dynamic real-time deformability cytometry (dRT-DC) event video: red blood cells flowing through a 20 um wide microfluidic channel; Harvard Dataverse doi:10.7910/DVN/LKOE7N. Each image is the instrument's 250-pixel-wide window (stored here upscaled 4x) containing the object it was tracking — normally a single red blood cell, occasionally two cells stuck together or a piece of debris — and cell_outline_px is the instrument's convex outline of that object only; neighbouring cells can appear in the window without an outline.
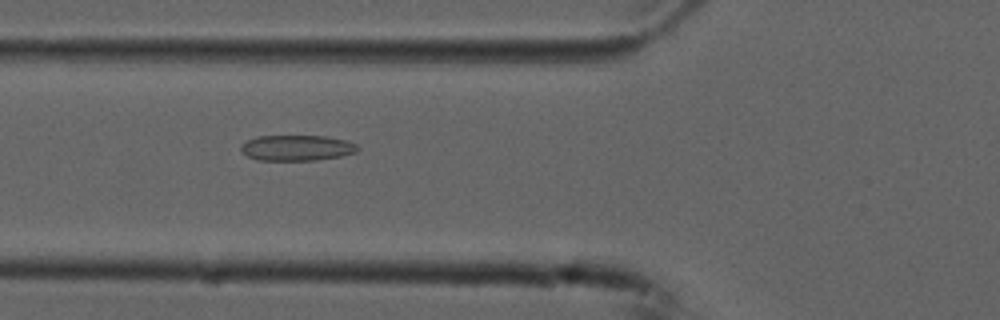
{"species": "common noctule bat (a hibernating species)", "species_latin": "Nyctalus noctula", "temperature_condition": "cold", "stored_images_in_passage": 9, "camera_frame_rate_fps": 3000, "um_per_image_px": 0.085, "animal": {"sex": "male", "forearm_length_mm": 52.5}, "frame": {"image": 1, "passage_image": 6, "time_ms": 1.667, "image_size_px": [1000, 320], "cell_outline_px": [[360, 148], [356, 152], [340, 156], [316, 160], [256, 160], [240, 152], [240, 144], [256, 136], [324, 136], [348, 140], [356, 144]], "centroid_in_image_um": [25.21, 12.57], "position_along_channel_um": 100.6, "area_um2": 17.57}}
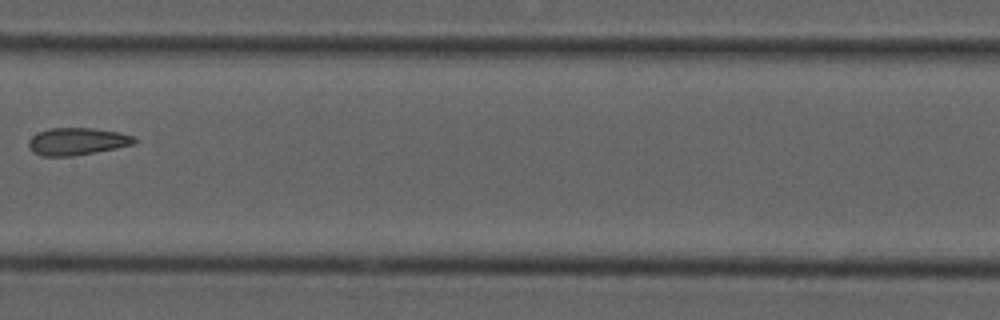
{"frame": {"image": 2, "passage_image": 8, "time_ms": 2.333, "image_size_px": [1000, 320], "cell_outline_px": [[136, 140], [132, 144], [116, 148], [72, 156], [44, 156], [32, 152], [28, 144], [28, 140], [32, 136], [40, 132], [52, 128], [92, 128], [120, 132], [136, 136]], "centroid_in_image_um": [6.56, 12.02], "position_along_channel_um": 200.8, "area_um2": 16.7}}
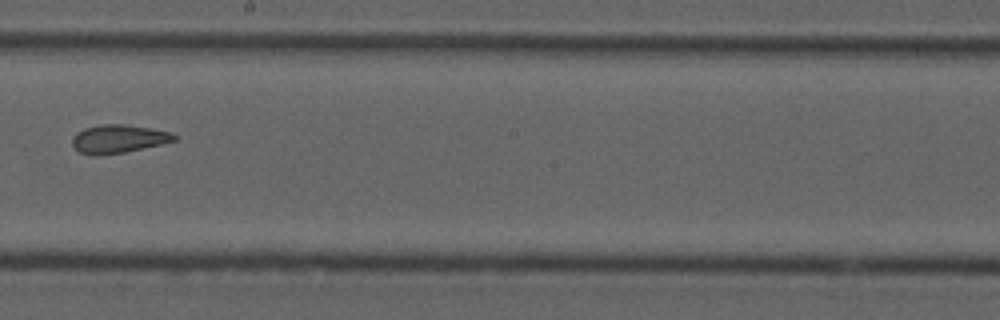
{"frame": {"image": 3, "passage_image": 9, "time_ms": 2.667, "image_size_px": [1000, 320], "cell_outline_px": [[176, 140], [160, 144], [124, 152], [100, 156], [88, 156], [80, 152], [72, 144], [72, 136], [76, 132], [84, 128], [100, 124], [124, 124], [152, 128], [168, 132], [176, 136]], "centroid_in_image_um": [9.99, 11.81], "position_along_channel_um": 238.2, "area_um2": 16.88}}